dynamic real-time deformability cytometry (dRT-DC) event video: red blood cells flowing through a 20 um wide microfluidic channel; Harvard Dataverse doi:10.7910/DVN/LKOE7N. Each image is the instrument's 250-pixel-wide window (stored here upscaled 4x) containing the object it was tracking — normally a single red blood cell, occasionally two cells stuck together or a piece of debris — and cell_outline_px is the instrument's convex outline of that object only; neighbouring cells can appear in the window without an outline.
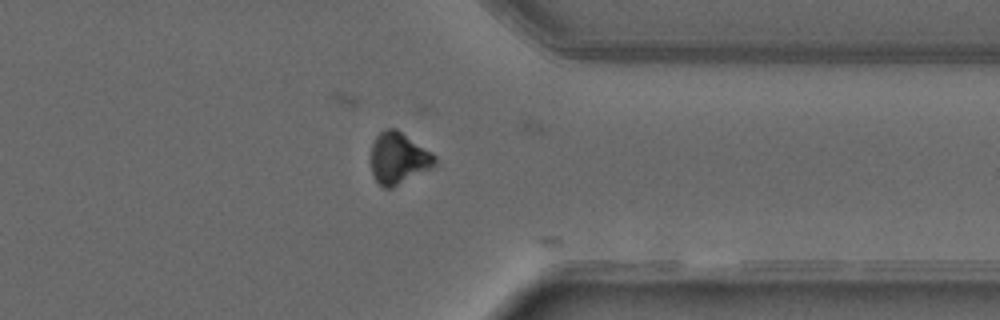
{"species": "common noctule bat (a hibernating species)", "species_latin": "Nyctalus noctula", "temperature_condition": "warm", "stored_images_in_passage": 26, "camera_frame_rate_fps": 3000, "um_per_image_px": 0.085, "animal": {"sex": "male", "forearm_length_mm": 52.5}, "frame": {"image": 1, "passage_image": 25, "time_ms": 8.0, "image_size_px": [1000, 320], "cell_outline_px": [[436, 164], [432, 168], [392, 188], [384, 188], [372, 176], [372, 144], [376, 136], [384, 128], [396, 128], [432, 152], [436, 156]], "centroid_in_image_um": [33.88, 13.44], "position_along_channel_um": 377.5, "area_um2": 19.25}}